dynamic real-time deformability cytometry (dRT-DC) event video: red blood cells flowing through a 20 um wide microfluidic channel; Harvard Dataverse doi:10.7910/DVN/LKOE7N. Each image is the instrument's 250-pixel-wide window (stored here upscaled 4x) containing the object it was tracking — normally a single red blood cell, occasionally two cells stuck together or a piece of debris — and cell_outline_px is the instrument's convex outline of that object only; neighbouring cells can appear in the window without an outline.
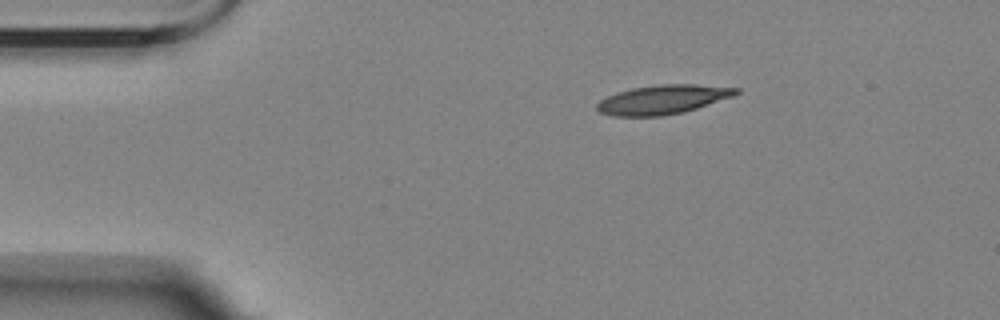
{"species": "Egyptian fruit bat (a non-hibernating species)", "species_latin": "Rousettus aegyptiacus", "temperature_condition": "room temperature", "stored_images_in_passage": 4, "camera_frame_rate_fps": 3000, "um_per_image_px": 0.085, "animal": {"sex": "female"}, "frame": {"image": 1, "passage_image": 1, "time_ms": 0.0, "image_size_px": [1000, 320], "cell_outline_px": [[740, 92], [732, 96], [684, 112], [664, 116], [612, 116], [600, 112], [596, 108], [596, 104], [600, 100], [616, 92], [632, 88], [660, 84], [696, 84], [740, 88]], "centroid_in_image_um": [56.32, 8.46], "position_along_channel_um": 28.7, "area_um2": 23.58}}
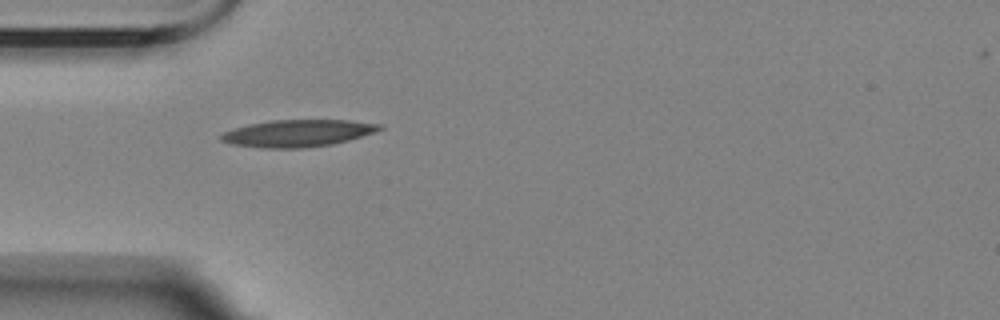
{"frame": {"image": 2, "passage_image": 3, "time_ms": 2.333, "image_size_px": [1000, 320], "cell_outline_px": [[384, 128], [348, 140], [332, 144], [304, 148], [264, 148], [232, 144], [220, 140], [220, 132], [232, 128], [248, 124], [272, 120], [348, 120], [384, 124]], "centroid_in_image_um": [25.26, 11.32], "position_along_channel_um": 59.7, "area_um2": 25.03}}
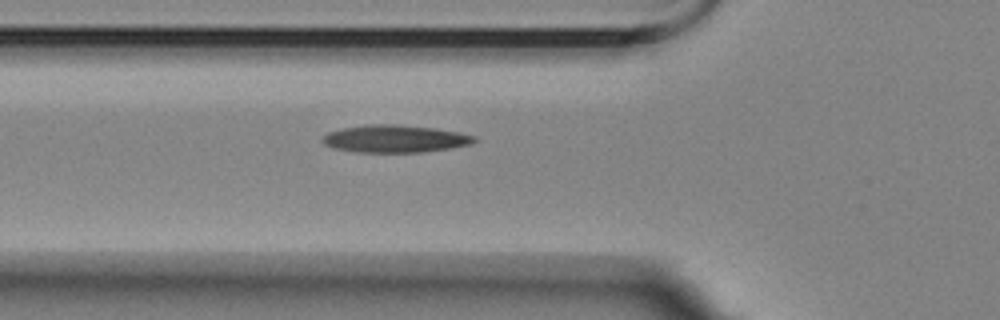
{"frame": {"image": 3, "passage_image": 4, "time_ms": 3.333, "image_size_px": [1000, 320], "cell_outline_px": [[480, 140], [472, 144], [452, 148], [424, 152], [356, 152], [332, 148], [324, 144], [320, 140], [320, 136], [328, 132], [344, 128], [368, 124], [396, 124], [436, 128], [460, 132], [476, 136]], "centroid_in_image_um": [33.6, 11.79], "position_along_channel_um": 92.2, "area_um2": 24.74}}